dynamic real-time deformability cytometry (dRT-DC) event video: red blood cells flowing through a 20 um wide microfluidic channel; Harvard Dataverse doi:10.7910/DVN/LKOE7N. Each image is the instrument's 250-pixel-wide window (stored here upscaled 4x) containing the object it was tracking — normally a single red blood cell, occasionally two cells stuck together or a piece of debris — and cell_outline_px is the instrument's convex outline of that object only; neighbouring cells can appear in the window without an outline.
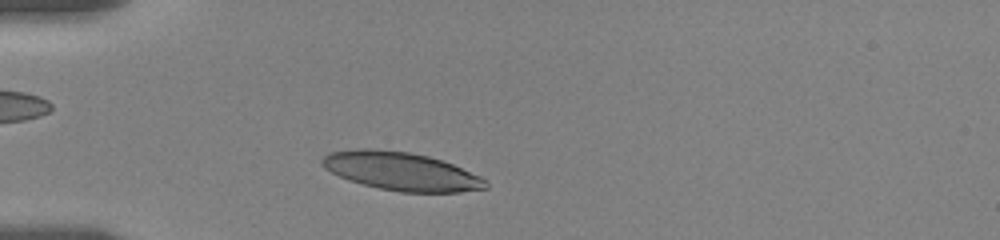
{"species": "human", "species_latin": "Homo sapiens", "temperature_condition": "room temperature", "stored_images_in_passage": 6, "camera_frame_rate_fps": 3000, "um_per_image_px": 0.085, "donor": {"sex": "female"}, "frame": {"image": 1, "passage_image": 2, "time_ms": 1.0, "image_size_px": [1000, 240], "cell_outline_px": [[488, 188], [460, 192], [400, 192], [380, 188], [348, 180], [324, 168], [320, 164], [320, 160], [328, 152], [356, 148], [368, 148], [408, 152], [428, 156], [452, 164], [480, 176], [488, 184]], "centroid_in_image_um": [34.06, 14.55], "position_along_channel_um": 50.9, "area_um2": 36.3}}
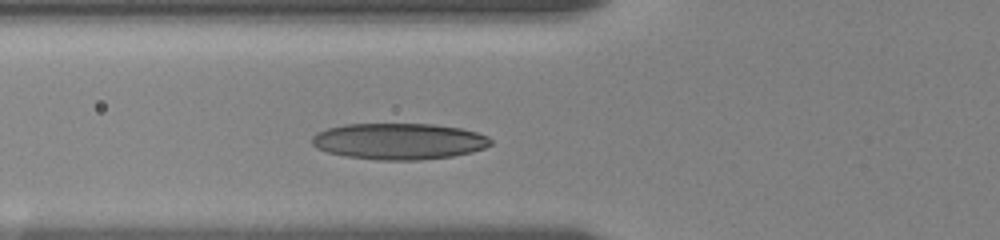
{"frame": {"image": 2, "passage_image": 4, "time_ms": 2.667, "image_size_px": [1000, 240], "cell_outline_px": [[492, 144], [484, 148], [472, 152], [452, 156], [420, 160], [376, 160], [348, 156], [328, 152], [316, 148], [312, 144], [312, 136], [316, 132], [328, 128], [344, 124], [436, 124], [460, 128], [476, 132], [488, 136], [492, 140]], "centroid_in_image_um": [33.92, 12.01], "position_along_channel_um": 91.9, "area_um2": 37.92}}
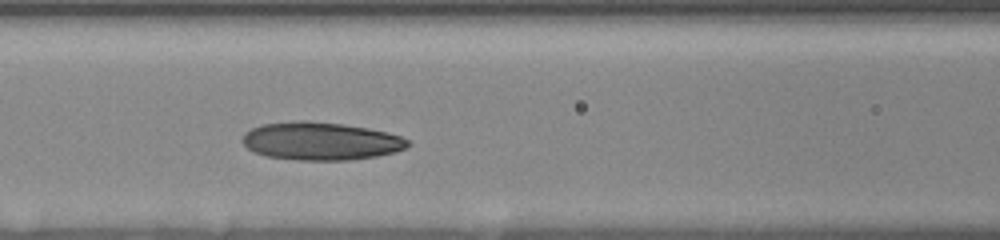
{"frame": {"image": 3, "passage_image": 6, "time_ms": 4.0, "image_size_px": [1000, 240], "cell_outline_px": [[412, 144], [408, 148], [396, 152], [376, 156], [348, 160], [296, 160], [264, 156], [248, 148], [240, 140], [244, 132], [252, 128], [264, 124], [300, 120], [308, 120], [344, 124], [368, 128], [388, 132], [400, 136], [408, 140]], "centroid_in_image_um": [27.28, 11.99], "position_along_channel_um": 139.3, "area_um2": 36.88}}